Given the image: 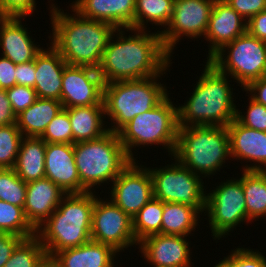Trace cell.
<instances>
[{
    "instance_id": "obj_44",
    "label": "cell",
    "mask_w": 266,
    "mask_h": 267,
    "mask_svg": "<svg viewBox=\"0 0 266 267\" xmlns=\"http://www.w3.org/2000/svg\"><path fill=\"white\" fill-rule=\"evenodd\" d=\"M16 85V64L8 58L0 57V88L9 89Z\"/></svg>"
},
{
    "instance_id": "obj_10",
    "label": "cell",
    "mask_w": 266,
    "mask_h": 267,
    "mask_svg": "<svg viewBox=\"0 0 266 267\" xmlns=\"http://www.w3.org/2000/svg\"><path fill=\"white\" fill-rule=\"evenodd\" d=\"M153 182V196L162 202L181 203L205 214L206 187L201 176L181 165L176 159L171 165L148 167ZM205 190V191H204Z\"/></svg>"
},
{
    "instance_id": "obj_30",
    "label": "cell",
    "mask_w": 266,
    "mask_h": 267,
    "mask_svg": "<svg viewBox=\"0 0 266 267\" xmlns=\"http://www.w3.org/2000/svg\"><path fill=\"white\" fill-rule=\"evenodd\" d=\"M174 0H135L134 29L148 30L147 24L167 27L173 14Z\"/></svg>"
},
{
    "instance_id": "obj_22",
    "label": "cell",
    "mask_w": 266,
    "mask_h": 267,
    "mask_svg": "<svg viewBox=\"0 0 266 267\" xmlns=\"http://www.w3.org/2000/svg\"><path fill=\"white\" fill-rule=\"evenodd\" d=\"M70 6L84 18L134 29L135 0H75Z\"/></svg>"
},
{
    "instance_id": "obj_15",
    "label": "cell",
    "mask_w": 266,
    "mask_h": 267,
    "mask_svg": "<svg viewBox=\"0 0 266 267\" xmlns=\"http://www.w3.org/2000/svg\"><path fill=\"white\" fill-rule=\"evenodd\" d=\"M103 86L96 68L67 64L62 77L63 108L104 105Z\"/></svg>"
},
{
    "instance_id": "obj_25",
    "label": "cell",
    "mask_w": 266,
    "mask_h": 267,
    "mask_svg": "<svg viewBox=\"0 0 266 267\" xmlns=\"http://www.w3.org/2000/svg\"><path fill=\"white\" fill-rule=\"evenodd\" d=\"M65 109L72 126V144L97 139L109 131L104 121L106 120L104 105Z\"/></svg>"
},
{
    "instance_id": "obj_9",
    "label": "cell",
    "mask_w": 266,
    "mask_h": 267,
    "mask_svg": "<svg viewBox=\"0 0 266 267\" xmlns=\"http://www.w3.org/2000/svg\"><path fill=\"white\" fill-rule=\"evenodd\" d=\"M209 62L244 89L250 82L266 76V41L246 32L226 44Z\"/></svg>"
},
{
    "instance_id": "obj_46",
    "label": "cell",
    "mask_w": 266,
    "mask_h": 267,
    "mask_svg": "<svg viewBox=\"0 0 266 267\" xmlns=\"http://www.w3.org/2000/svg\"><path fill=\"white\" fill-rule=\"evenodd\" d=\"M243 90L252 100L266 107V76L250 82Z\"/></svg>"
},
{
    "instance_id": "obj_48",
    "label": "cell",
    "mask_w": 266,
    "mask_h": 267,
    "mask_svg": "<svg viewBox=\"0 0 266 267\" xmlns=\"http://www.w3.org/2000/svg\"><path fill=\"white\" fill-rule=\"evenodd\" d=\"M38 267H62L54 256L46 255Z\"/></svg>"
},
{
    "instance_id": "obj_1",
    "label": "cell",
    "mask_w": 266,
    "mask_h": 267,
    "mask_svg": "<svg viewBox=\"0 0 266 267\" xmlns=\"http://www.w3.org/2000/svg\"><path fill=\"white\" fill-rule=\"evenodd\" d=\"M125 30L134 35H126ZM171 57L163 46L159 30L151 33L120 28L110 37L97 71L104 84L158 75L163 77L172 64Z\"/></svg>"
},
{
    "instance_id": "obj_23",
    "label": "cell",
    "mask_w": 266,
    "mask_h": 267,
    "mask_svg": "<svg viewBox=\"0 0 266 267\" xmlns=\"http://www.w3.org/2000/svg\"><path fill=\"white\" fill-rule=\"evenodd\" d=\"M49 46L35 58L34 89L37 98L61 101L63 70L67 63L51 44Z\"/></svg>"
},
{
    "instance_id": "obj_16",
    "label": "cell",
    "mask_w": 266,
    "mask_h": 267,
    "mask_svg": "<svg viewBox=\"0 0 266 267\" xmlns=\"http://www.w3.org/2000/svg\"><path fill=\"white\" fill-rule=\"evenodd\" d=\"M186 237L155 234L140 241L138 249L153 267H191L192 252Z\"/></svg>"
},
{
    "instance_id": "obj_18",
    "label": "cell",
    "mask_w": 266,
    "mask_h": 267,
    "mask_svg": "<svg viewBox=\"0 0 266 267\" xmlns=\"http://www.w3.org/2000/svg\"><path fill=\"white\" fill-rule=\"evenodd\" d=\"M231 158L239 161H249L243 170H266V132L257 131L240 124L234 119L228 126ZM263 165V166H262Z\"/></svg>"
},
{
    "instance_id": "obj_35",
    "label": "cell",
    "mask_w": 266,
    "mask_h": 267,
    "mask_svg": "<svg viewBox=\"0 0 266 267\" xmlns=\"http://www.w3.org/2000/svg\"><path fill=\"white\" fill-rule=\"evenodd\" d=\"M23 137L16 123L0 126V168H14Z\"/></svg>"
},
{
    "instance_id": "obj_47",
    "label": "cell",
    "mask_w": 266,
    "mask_h": 267,
    "mask_svg": "<svg viewBox=\"0 0 266 267\" xmlns=\"http://www.w3.org/2000/svg\"><path fill=\"white\" fill-rule=\"evenodd\" d=\"M16 123V115L8 100L6 89L0 88V126H7Z\"/></svg>"
},
{
    "instance_id": "obj_20",
    "label": "cell",
    "mask_w": 266,
    "mask_h": 267,
    "mask_svg": "<svg viewBox=\"0 0 266 267\" xmlns=\"http://www.w3.org/2000/svg\"><path fill=\"white\" fill-rule=\"evenodd\" d=\"M66 194L47 178L26 183L24 212L29 223L37 229L57 209Z\"/></svg>"
},
{
    "instance_id": "obj_7",
    "label": "cell",
    "mask_w": 266,
    "mask_h": 267,
    "mask_svg": "<svg viewBox=\"0 0 266 267\" xmlns=\"http://www.w3.org/2000/svg\"><path fill=\"white\" fill-rule=\"evenodd\" d=\"M160 78L158 75L104 84L103 103L105 116L111 120V127H108L111 132L117 133L135 116L155 108L169 94Z\"/></svg>"
},
{
    "instance_id": "obj_42",
    "label": "cell",
    "mask_w": 266,
    "mask_h": 267,
    "mask_svg": "<svg viewBox=\"0 0 266 267\" xmlns=\"http://www.w3.org/2000/svg\"><path fill=\"white\" fill-rule=\"evenodd\" d=\"M35 59L16 65V85L34 88L36 82Z\"/></svg>"
},
{
    "instance_id": "obj_14",
    "label": "cell",
    "mask_w": 266,
    "mask_h": 267,
    "mask_svg": "<svg viewBox=\"0 0 266 267\" xmlns=\"http://www.w3.org/2000/svg\"><path fill=\"white\" fill-rule=\"evenodd\" d=\"M138 164V161H131L112 184L110 183L109 189V198L131 218L154 197L149 169Z\"/></svg>"
},
{
    "instance_id": "obj_27",
    "label": "cell",
    "mask_w": 266,
    "mask_h": 267,
    "mask_svg": "<svg viewBox=\"0 0 266 267\" xmlns=\"http://www.w3.org/2000/svg\"><path fill=\"white\" fill-rule=\"evenodd\" d=\"M46 142L41 137H23L14 171L25 182L45 178Z\"/></svg>"
},
{
    "instance_id": "obj_40",
    "label": "cell",
    "mask_w": 266,
    "mask_h": 267,
    "mask_svg": "<svg viewBox=\"0 0 266 267\" xmlns=\"http://www.w3.org/2000/svg\"><path fill=\"white\" fill-rule=\"evenodd\" d=\"M36 0H0V7L7 16L27 17L36 10Z\"/></svg>"
},
{
    "instance_id": "obj_5",
    "label": "cell",
    "mask_w": 266,
    "mask_h": 267,
    "mask_svg": "<svg viewBox=\"0 0 266 267\" xmlns=\"http://www.w3.org/2000/svg\"><path fill=\"white\" fill-rule=\"evenodd\" d=\"M172 158L189 168L194 174L202 176V178L209 179L210 176L212 178L231 158L227 127H179L177 144Z\"/></svg>"
},
{
    "instance_id": "obj_43",
    "label": "cell",
    "mask_w": 266,
    "mask_h": 267,
    "mask_svg": "<svg viewBox=\"0 0 266 267\" xmlns=\"http://www.w3.org/2000/svg\"><path fill=\"white\" fill-rule=\"evenodd\" d=\"M19 235L9 233H0V267H4L5 263L11 257L16 246L23 240Z\"/></svg>"
},
{
    "instance_id": "obj_13",
    "label": "cell",
    "mask_w": 266,
    "mask_h": 267,
    "mask_svg": "<svg viewBox=\"0 0 266 267\" xmlns=\"http://www.w3.org/2000/svg\"><path fill=\"white\" fill-rule=\"evenodd\" d=\"M215 0H174L173 14L166 28L159 31L166 51L173 56L183 36L204 37Z\"/></svg>"
},
{
    "instance_id": "obj_38",
    "label": "cell",
    "mask_w": 266,
    "mask_h": 267,
    "mask_svg": "<svg viewBox=\"0 0 266 267\" xmlns=\"http://www.w3.org/2000/svg\"><path fill=\"white\" fill-rule=\"evenodd\" d=\"M246 110L247 112L242 113L237 107L235 119L248 128L266 132V107L249 97V104Z\"/></svg>"
},
{
    "instance_id": "obj_19",
    "label": "cell",
    "mask_w": 266,
    "mask_h": 267,
    "mask_svg": "<svg viewBox=\"0 0 266 267\" xmlns=\"http://www.w3.org/2000/svg\"><path fill=\"white\" fill-rule=\"evenodd\" d=\"M45 178L65 193H82V184L74 160V144L46 143Z\"/></svg>"
},
{
    "instance_id": "obj_11",
    "label": "cell",
    "mask_w": 266,
    "mask_h": 267,
    "mask_svg": "<svg viewBox=\"0 0 266 267\" xmlns=\"http://www.w3.org/2000/svg\"><path fill=\"white\" fill-rule=\"evenodd\" d=\"M205 213L214 240L226 238L229 232L234 231L241 223L244 224L243 222H247L248 226L242 176L226 179L206 193Z\"/></svg>"
},
{
    "instance_id": "obj_37",
    "label": "cell",
    "mask_w": 266,
    "mask_h": 267,
    "mask_svg": "<svg viewBox=\"0 0 266 267\" xmlns=\"http://www.w3.org/2000/svg\"><path fill=\"white\" fill-rule=\"evenodd\" d=\"M222 260L228 267H266V257L259 250L239 246Z\"/></svg>"
},
{
    "instance_id": "obj_4",
    "label": "cell",
    "mask_w": 266,
    "mask_h": 267,
    "mask_svg": "<svg viewBox=\"0 0 266 267\" xmlns=\"http://www.w3.org/2000/svg\"><path fill=\"white\" fill-rule=\"evenodd\" d=\"M94 192L66 194L51 216L36 229V236L46 250L57 252L91 241Z\"/></svg>"
},
{
    "instance_id": "obj_24",
    "label": "cell",
    "mask_w": 266,
    "mask_h": 267,
    "mask_svg": "<svg viewBox=\"0 0 266 267\" xmlns=\"http://www.w3.org/2000/svg\"><path fill=\"white\" fill-rule=\"evenodd\" d=\"M116 254L119 252L112 246L91 240L78 247L61 250L54 257L62 267H115Z\"/></svg>"
},
{
    "instance_id": "obj_33",
    "label": "cell",
    "mask_w": 266,
    "mask_h": 267,
    "mask_svg": "<svg viewBox=\"0 0 266 267\" xmlns=\"http://www.w3.org/2000/svg\"><path fill=\"white\" fill-rule=\"evenodd\" d=\"M46 255L44 246L35 235L23 239L16 246L4 267H38Z\"/></svg>"
},
{
    "instance_id": "obj_50",
    "label": "cell",
    "mask_w": 266,
    "mask_h": 267,
    "mask_svg": "<svg viewBox=\"0 0 266 267\" xmlns=\"http://www.w3.org/2000/svg\"><path fill=\"white\" fill-rule=\"evenodd\" d=\"M214 267H228V265L223 260H221Z\"/></svg>"
},
{
    "instance_id": "obj_36",
    "label": "cell",
    "mask_w": 266,
    "mask_h": 267,
    "mask_svg": "<svg viewBox=\"0 0 266 267\" xmlns=\"http://www.w3.org/2000/svg\"><path fill=\"white\" fill-rule=\"evenodd\" d=\"M41 138L46 143L72 144V126L65 108L48 124Z\"/></svg>"
},
{
    "instance_id": "obj_29",
    "label": "cell",
    "mask_w": 266,
    "mask_h": 267,
    "mask_svg": "<svg viewBox=\"0 0 266 267\" xmlns=\"http://www.w3.org/2000/svg\"><path fill=\"white\" fill-rule=\"evenodd\" d=\"M242 188L248 223L266 216V173L242 170Z\"/></svg>"
},
{
    "instance_id": "obj_21",
    "label": "cell",
    "mask_w": 266,
    "mask_h": 267,
    "mask_svg": "<svg viewBox=\"0 0 266 267\" xmlns=\"http://www.w3.org/2000/svg\"><path fill=\"white\" fill-rule=\"evenodd\" d=\"M25 18L8 16L0 26L1 56L16 65L34 60L43 49L34 43L25 27L27 25L22 24Z\"/></svg>"
},
{
    "instance_id": "obj_12",
    "label": "cell",
    "mask_w": 266,
    "mask_h": 267,
    "mask_svg": "<svg viewBox=\"0 0 266 267\" xmlns=\"http://www.w3.org/2000/svg\"><path fill=\"white\" fill-rule=\"evenodd\" d=\"M95 194L91 223V240L112 246L119 253L137 245L133 220L111 199Z\"/></svg>"
},
{
    "instance_id": "obj_28",
    "label": "cell",
    "mask_w": 266,
    "mask_h": 267,
    "mask_svg": "<svg viewBox=\"0 0 266 267\" xmlns=\"http://www.w3.org/2000/svg\"><path fill=\"white\" fill-rule=\"evenodd\" d=\"M200 213L193 207L181 203L164 202L161 234L192 235L200 223Z\"/></svg>"
},
{
    "instance_id": "obj_49",
    "label": "cell",
    "mask_w": 266,
    "mask_h": 267,
    "mask_svg": "<svg viewBox=\"0 0 266 267\" xmlns=\"http://www.w3.org/2000/svg\"><path fill=\"white\" fill-rule=\"evenodd\" d=\"M8 16L3 12V10L0 7V26L3 23V21L7 18Z\"/></svg>"
},
{
    "instance_id": "obj_8",
    "label": "cell",
    "mask_w": 266,
    "mask_h": 267,
    "mask_svg": "<svg viewBox=\"0 0 266 267\" xmlns=\"http://www.w3.org/2000/svg\"><path fill=\"white\" fill-rule=\"evenodd\" d=\"M169 94L153 109L135 116L118 132L128 157L137 161L132 148L162 145L173 156L178 136L177 106Z\"/></svg>"
},
{
    "instance_id": "obj_41",
    "label": "cell",
    "mask_w": 266,
    "mask_h": 267,
    "mask_svg": "<svg viewBox=\"0 0 266 267\" xmlns=\"http://www.w3.org/2000/svg\"><path fill=\"white\" fill-rule=\"evenodd\" d=\"M247 21L266 9V0H224Z\"/></svg>"
},
{
    "instance_id": "obj_45",
    "label": "cell",
    "mask_w": 266,
    "mask_h": 267,
    "mask_svg": "<svg viewBox=\"0 0 266 267\" xmlns=\"http://www.w3.org/2000/svg\"><path fill=\"white\" fill-rule=\"evenodd\" d=\"M247 32L253 37L266 41V9L247 21Z\"/></svg>"
},
{
    "instance_id": "obj_2",
    "label": "cell",
    "mask_w": 266,
    "mask_h": 267,
    "mask_svg": "<svg viewBox=\"0 0 266 267\" xmlns=\"http://www.w3.org/2000/svg\"><path fill=\"white\" fill-rule=\"evenodd\" d=\"M72 15L49 7L52 33L51 44L68 65L98 68L108 41L116 28L107 22L82 17L70 6ZM74 15V16H73ZM52 34V35H51Z\"/></svg>"
},
{
    "instance_id": "obj_26",
    "label": "cell",
    "mask_w": 266,
    "mask_h": 267,
    "mask_svg": "<svg viewBox=\"0 0 266 267\" xmlns=\"http://www.w3.org/2000/svg\"><path fill=\"white\" fill-rule=\"evenodd\" d=\"M63 109L61 101L37 98L16 116V124L24 137H41L48 124Z\"/></svg>"
},
{
    "instance_id": "obj_32",
    "label": "cell",
    "mask_w": 266,
    "mask_h": 267,
    "mask_svg": "<svg viewBox=\"0 0 266 267\" xmlns=\"http://www.w3.org/2000/svg\"><path fill=\"white\" fill-rule=\"evenodd\" d=\"M0 233L19 235L24 239L36 235V229L25 216L24 208L0 200Z\"/></svg>"
},
{
    "instance_id": "obj_3",
    "label": "cell",
    "mask_w": 266,
    "mask_h": 267,
    "mask_svg": "<svg viewBox=\"0 0 266 267\" xmlns=\"http://www.w3.org/2000/svg\"><path fill=\"white\" fill-rule=\"evenodd\" d=\"M203 73L184 105L177 106L178 126H224L236 117L229 76L206 61Z\"/></svg>"
},
{
    "instance_id": "obj_6",
    "label": "cell",
    "mask_w": 266,
    "mask_h": 267,
    "mask_svg": "<svg viewBox=\"0 0 266 267\" xmlns=\"http://www.w3.org/2000/svg\"><path fill=\"white\" fill-rule=\"evenodd\" d=\"M74 160L82 193L112 183L132 161L118 134L110 130L97 139L74 143Z\"/></svg>"
},
{
    "instance_id": "obj_31",
    "label": "cell",
    "mask_w": 266,
    "mask_h": 267,
    "mask_svg": "<svg viewBox=\"0 0 266 267\" xmlns=\"http://www.w3.org/2000/svg\"><path fill=\"white\" fill-rule=\"evenodd\" d=\"M163 209L164 202L153 197L132 218L137 243L146 237L161 234Z\"/></svg>"
},
{
    "instance_id": "obj_17",
    "label": "cell",
    "mask_w": 266,
    "mask_h": 267,
    "mask_svg": "<svg viewBox=\"0 0 266 267\" xmlns=\"http://www.w3.org/2000/svg\"><path fill=\"white\" fill-rule=\"evenodd\" d=\"M247 32V20L224 0H215L204 38L209 41L207 61L226 44Z\"/></svg>"
},
{
    "instance_id": "obj_39",
    "label": "cell",
    "mask_w": 266,
    "mask_h": 267,
    "mask_svg": "<svg viewBox=\"0 0 266 267\" xmlns=\"http://www.w3.org/2000/svg\"><path fill=\"white\" fill-rule=\"evenodd\" d=\"M6 92L12 111L16 116L30 107L37 99L35 89L27 86L15 85L6 89Z\"/></svg>"
},
{
    "instance_id": "obj_34",
    "label": "cell",
    "mask_w": 266,
    "mask_h": 267,
    "mask_svg": "<svg viewBox=\"0 0 266 267\" xmlns=\"http://www.w3.org/2000/svg\"><path fill=\"white\" fill-rule=\"evenodd\" d=\"M26 183L13 168H0V200L24 208Z\"/></svg>"
}]
</instances>
